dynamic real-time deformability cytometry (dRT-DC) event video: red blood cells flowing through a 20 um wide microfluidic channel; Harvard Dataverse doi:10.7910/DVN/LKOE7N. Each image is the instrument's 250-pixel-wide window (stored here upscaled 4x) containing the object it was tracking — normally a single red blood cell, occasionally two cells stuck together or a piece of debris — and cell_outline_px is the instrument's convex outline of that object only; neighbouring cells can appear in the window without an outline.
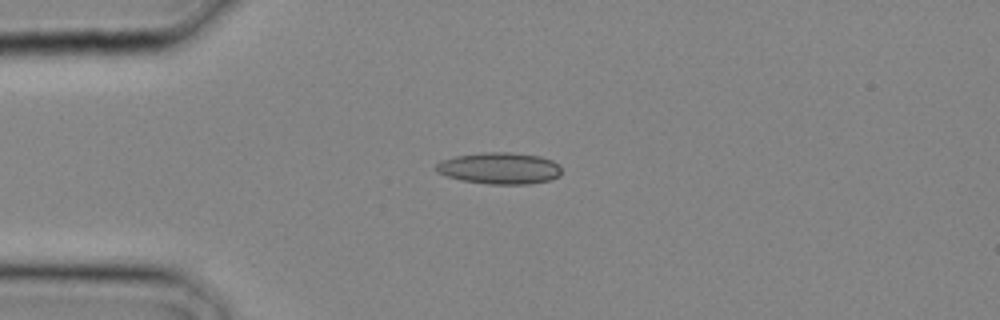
{"species": "common noctule bat (a hibernating species)", "species_latin": "Nyctalus noctula", "temperature_condition": "cold", "stored_images_in_passage": 1, "camera_frame_rate_fps": 3000, "um_per_image_px": 0.085, "animal": {"sex": "male", "body_mass_g": 20.4}, "frame": {"image": 1, "passage_image": 1, "time_ms": 0.0, "image_size_px": [1000, 320], "cell_outline_px": [[560, 176], [548, 180], [528, 184], [488, 184], [460, 180], [436, 172], [436, 164], [440, 160], [456, 156], [484, 152], [512, 152], [540, 156], [552, 160], [560, 168]], "centroid_in_image_um": [42.44, 14.3], "position_along_channel_um": 42.6, "area_um2": 23.06}}